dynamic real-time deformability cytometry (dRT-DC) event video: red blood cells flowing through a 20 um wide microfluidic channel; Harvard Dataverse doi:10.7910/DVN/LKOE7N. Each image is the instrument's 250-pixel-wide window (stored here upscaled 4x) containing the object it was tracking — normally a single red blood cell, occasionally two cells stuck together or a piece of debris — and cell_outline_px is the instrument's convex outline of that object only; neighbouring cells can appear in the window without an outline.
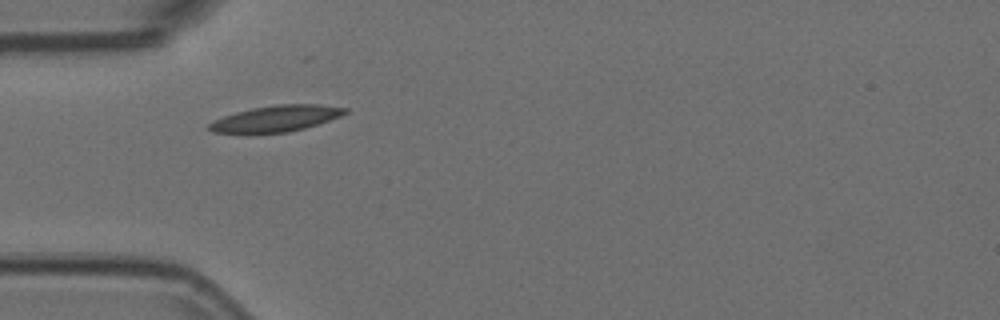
{"species": "Egyptian fruit bat (a non-hibernating species)", "species_latin": "Rousettus aegyptiacus", "temperature_condition": "room temperature", "stored_images_in_passage": 4, "camera_frame_rate_fps": 3000, "um_per_image_px": 0.085, "animal": {"sex": "female"}, "frame": {"image": 1, "passage_image": 1, "time_ms": 0.0, "image_size_px": [1000, 320], "cell_outline_px": [[348, 112], [340, 116], [304, 128], [288, 132], [212, 132], [208, 128], [208, 124], [212, 120], [236, 112], [252, 108], [276, 104], [320, 104], [348, 108]], "centroid_in_image_um": [23.48, 10.05], "position_along_channel_um": 61.5, "area_um2": 20.35}}
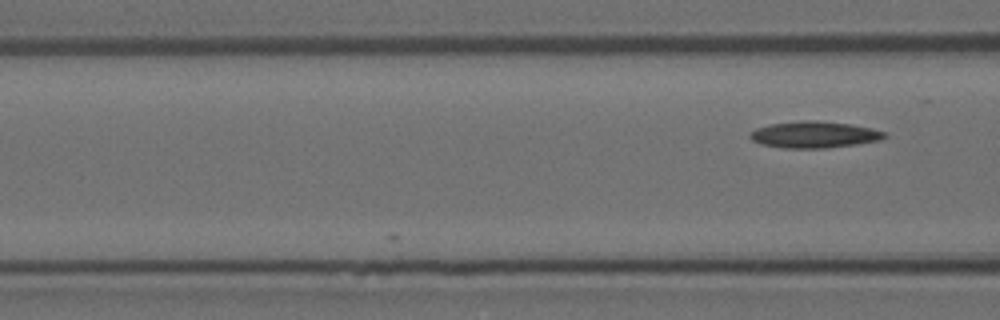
{"frame": {"image": 2, "passage_image": 4, "time_ms": 1.0, "image_size_px": [1000, 320], "cell_outline_px": [[888, 136], [880, 140], [856, 144], [828, 148], [784, 148], [760, 144], [752, 140], [748, 136], [756, 128], [772, 124], [800, 120], [812, 120], [852, 124], [872, 128], [884, 132]], "centroid_in_image_um": [69.22, 11.44], "position_along_channel_um": 97.4, "area_um2": 20.81}}